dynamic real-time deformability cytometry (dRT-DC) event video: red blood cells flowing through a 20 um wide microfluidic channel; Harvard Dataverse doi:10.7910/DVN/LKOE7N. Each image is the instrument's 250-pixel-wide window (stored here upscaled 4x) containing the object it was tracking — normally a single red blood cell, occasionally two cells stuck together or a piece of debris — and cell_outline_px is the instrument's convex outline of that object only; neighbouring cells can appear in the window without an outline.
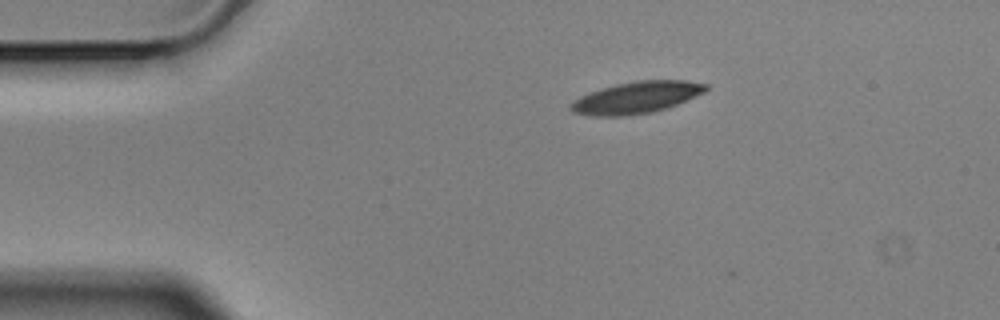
{"species": "Egyptian fruit bat (a non-hibernating species)", "species_latin": "Rousettus aegyptiacus", "temperature_condition": "cold", "stored_images_in_passage": 2, "camera_frame_rate_fps": 3000, "um_per_image_px": 0.085, "animal": {"sex": "male"}, "frame": {"image": 1, "passage_image": 1, "time_ms": 0.0, "image_size_px": [1000, 320], "cell_outline_px": [[708, 88], [704, 92], [696, 96], [676, 104], [652, 112], [624, 116], [592, 116], [572, 112], [568, 108], [568, 104], [580, 96], [600, 88], [616, 84], [636, 80], [688, 80], [708, 84]], "centroid_in_image_um": [54.06, 8.28], "position_along_channel_um": 30.9, "area_um2": 25.09}}